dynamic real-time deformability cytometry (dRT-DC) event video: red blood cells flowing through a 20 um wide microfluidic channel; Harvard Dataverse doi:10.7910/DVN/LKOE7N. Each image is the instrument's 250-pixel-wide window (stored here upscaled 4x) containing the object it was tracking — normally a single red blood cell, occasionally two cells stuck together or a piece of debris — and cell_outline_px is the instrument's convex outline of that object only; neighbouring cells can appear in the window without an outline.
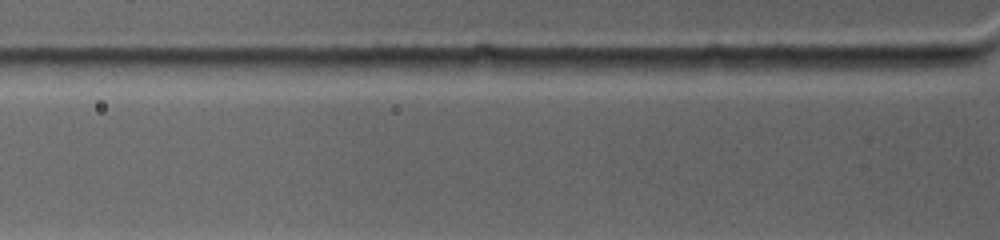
{"species": "common noctule bat (a hibernating species)", "species_latin": "Nyctalus noctula", "temperature_condition": "warm", "stored_images_in_passage": 4, "camera_frame_rate_fps": 4500, "um_per_image_px": 0.085, "animal": {"sex": "female", "body_mass_g": 19.0, "forearm_length_mm": 53.3}, "frame": {"image": 1, "passage_image": 4, "time_ms": 3.778, "image_size_px": [1000, 240], "cell_outline_px": [[980, 60], [968, 64], [940, 68], [840, 68], [848, 56], [968, 56]], "centroid_in_image_um": [77.02, 5.25], "position_along_channel_um": 48.8, "area_um2": 10.69}}